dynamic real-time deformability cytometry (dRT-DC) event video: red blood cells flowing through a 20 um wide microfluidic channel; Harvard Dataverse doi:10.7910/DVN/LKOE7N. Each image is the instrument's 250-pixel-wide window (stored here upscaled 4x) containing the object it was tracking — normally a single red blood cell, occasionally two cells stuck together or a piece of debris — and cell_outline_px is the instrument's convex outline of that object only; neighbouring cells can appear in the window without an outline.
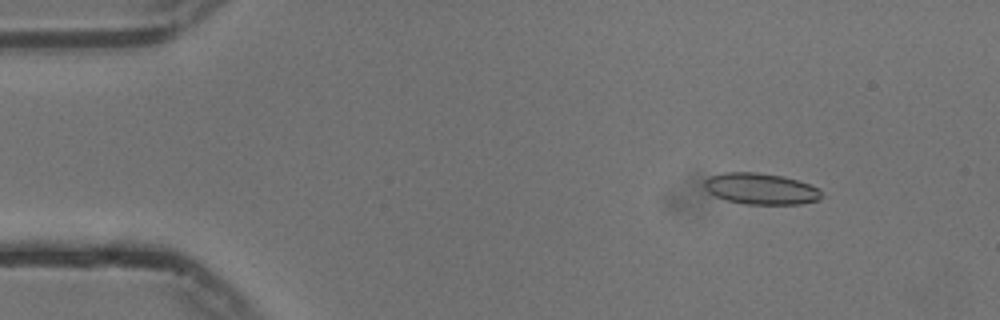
{"species": "common noctule bat (a hibernating species)", "species_latin": "Nyctalus noctula", "temperature_condition": "cold", "stored_images_in_passage": 55, "camera_frame_rate_fps": 3000, "um_per_image_px": 0.085, "animal": {"sex": "male", "body_mass_g": 13.3}, "frame": {"image": 1, "passage_image": 7, "time_ms": 2.0, "image_size_px": [1000, 320], "cell_outline_px": [[820, 200], [800, 204], [744, 204], [724, 200], [708, 192], [704, 188], [704, 180], [708, 176], [724, 172], [756, 172], [784, 176], [808, 184], [816, 188], [820, 192]], "centroid_in_image_um": [64.6, 16.04], "position_along_channel_um": 20.4, "area_um2": 21.39}}
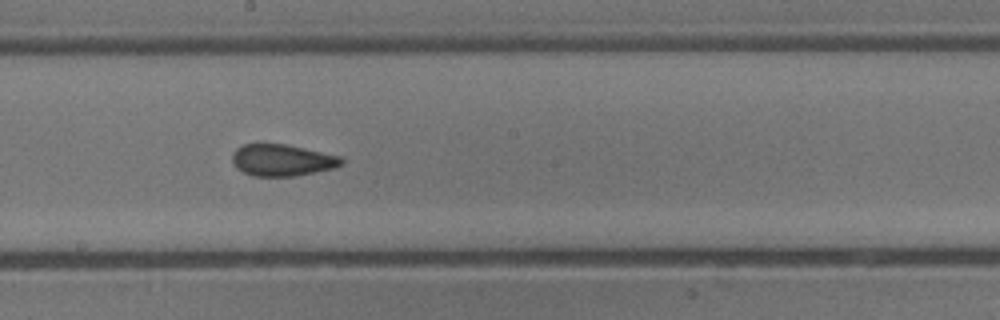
{"frame": {"image": 2, "passage_image": 30, "time_ms": 9.667, "image_size_px": [1000, 320], "cell_outline_px": [[344, 164], [336, 168], [292, 176], [252, 176], [236, 168], [232, 164], [232, 152], [236, 148], [244, 144], [284, 144], [344, 156]], "centroid_in_image_um": [24.01, 13.61], "position_along_channel_um": 224.2, "area_um2": 20.4}}
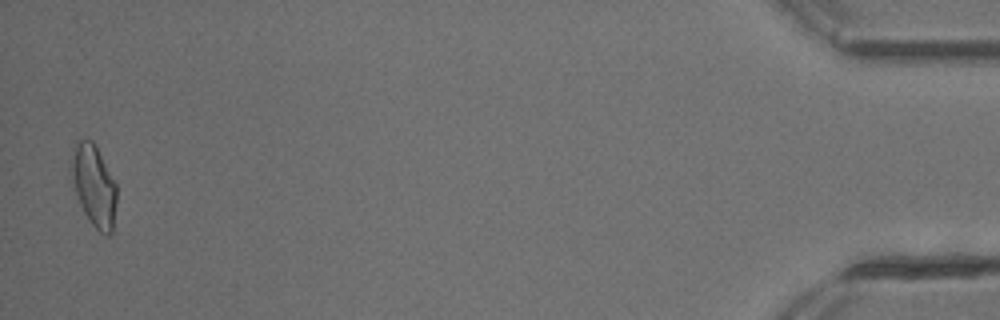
{"frame": {"image": 3, "passage_image": 54, "time_ms": 17.667, "image_size_px": [1000, 320], "cell_outline_px": [[116, 200], [112, 232], [108, 236], [104, 236], [92, 224], [84, 212], [80, 204], [68, 168], [72, 148], [84, 136], [92, 140], [116, 184]], "centroid_in_image_um": [7.94, 15.74], "position_along_channel_um": 427.3, "area_um2": 21.56}, "authors_computed_cell_mechanics": {"area_um2": 20.6346, "velocity_mm_per_s": 3.756, "shape_relaxation_time_tau1_ms": null, "shape_relaxation_time_tau2_ms": 1.7133, "deformation_change_tau1": null, "deformation_change_tau2": 0.0854}}